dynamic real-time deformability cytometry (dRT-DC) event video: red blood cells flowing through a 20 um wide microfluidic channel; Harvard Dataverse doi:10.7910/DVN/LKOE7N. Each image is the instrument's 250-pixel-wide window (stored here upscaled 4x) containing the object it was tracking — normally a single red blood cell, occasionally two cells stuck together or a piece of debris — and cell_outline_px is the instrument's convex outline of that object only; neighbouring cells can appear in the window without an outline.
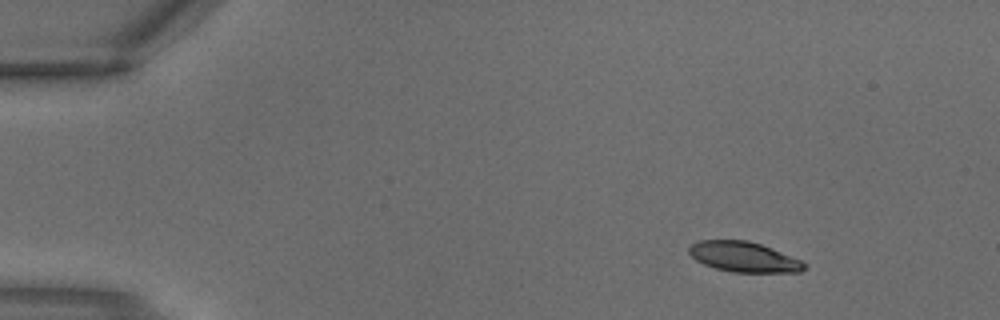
{"species": "common noctule bat (a hibernating species)", "species_latin": "Nyctalus noctula", "temperature_condition": "warm", "stored_images_in_passage": 2, "camera_frame_rate_fps": 3000, "um_per_image_px": 0.085, "animal": {"sex": "male", "body_mass_g": 18.8}, "frame": {"image": 1, "passage_image": 1, "time_ms": 0.0, "image_size_px": [1000, 320], "cell_outline_px": [[808, 264], [800, 272], [732, 272], [716, 268], [704, 264], [696, 260], [688, 252], [688, 248], [692, 244], [700, 240], [748, 240], [760, 244], [800, 260]], "centroid_in_image_um": [63.2, 21.83], "position_along_channel_um": 21.8, "area_um2": 20.06}}